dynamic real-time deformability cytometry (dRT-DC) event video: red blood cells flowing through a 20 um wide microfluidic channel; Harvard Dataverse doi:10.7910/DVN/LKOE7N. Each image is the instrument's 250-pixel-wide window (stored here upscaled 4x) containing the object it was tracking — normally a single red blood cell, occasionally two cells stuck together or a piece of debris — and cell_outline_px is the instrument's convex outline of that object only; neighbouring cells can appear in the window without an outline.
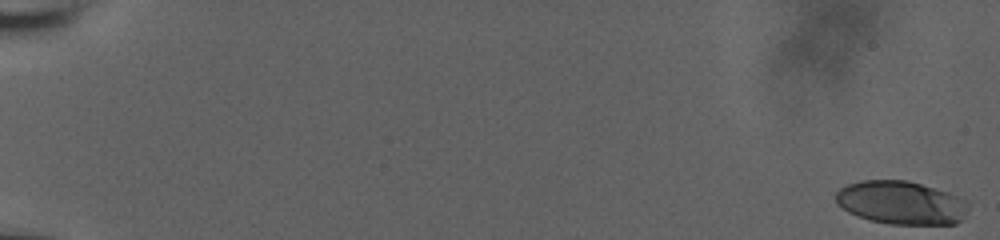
{"species": "human", "species_latin": "Homo sapiens", "temperature_condition": "room temperature", "stored_images_in_passage": 21, "camera_frame_rate_fps": 3000, "um_per_image_px": 0.085, "donor": {"sex": "male"}, "frame": {"image": 1, "passage_image": 1, "time_ms": 0.0, "image_size_px": [1000, 240], "cell_outline_px": [[968, 208], [960, 220], [956, 224], [892, 224], [868, 220], [848, 212], [836, 204], [836, 192], [840, 188], [848, 184], [860, 180], [908, 180], [948, 192], [964, 200], [968, 204]], "centroid_in_image_um": [76.56, 17.22], "position_along_channel_um": 8.4, "area_um2": 33.41}}
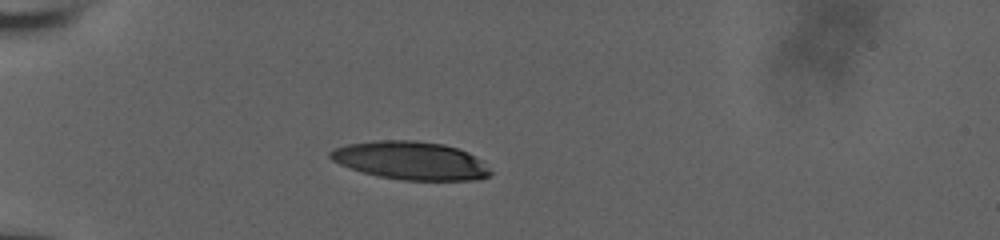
{"frame": {"image": 2, "passage_image": 18, "time_ms": 5.667, "image_size_px": [1000, 240], "cell_outline_px": [[492, 172], [488, 176], [480, 180], [400, 180], [380, 176], [364, 172], [340, 164], [332, 160], [328, 156], [328, 152], [336, 148], [348, 144], [380, 140], [416, 140], [444, 144], [468, 152], [480, 160]], "centroid_in_image_um": [34.92, 13.65], "position_along_channel_um": 50.1, "area_um2": 35.37}}
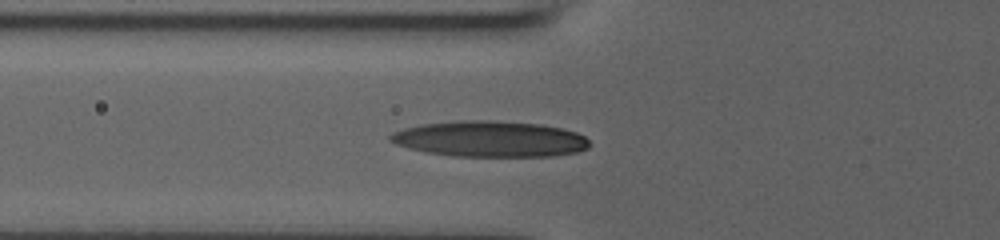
{"frame": {"image": 3, "passage_image": 21, "time_ms": 6.667, "image_size_px": [1000, 240], "cell_outline_px": [[592, 144], [588, 148], [576, 152], [552, 156], [452, 156], [424, 152], [408, 148], [396, 144], [388, 140], [388, 136], [392, 132], [404, 128], [424, 124], [464, 120], [488, 120], [540, 124], [560, 128], [576, 132], [584, 136]], "centroid_in_image_um": [41.63, 11.82], "position_along_channel_um": 84.2, "area_um2": 41.67}}